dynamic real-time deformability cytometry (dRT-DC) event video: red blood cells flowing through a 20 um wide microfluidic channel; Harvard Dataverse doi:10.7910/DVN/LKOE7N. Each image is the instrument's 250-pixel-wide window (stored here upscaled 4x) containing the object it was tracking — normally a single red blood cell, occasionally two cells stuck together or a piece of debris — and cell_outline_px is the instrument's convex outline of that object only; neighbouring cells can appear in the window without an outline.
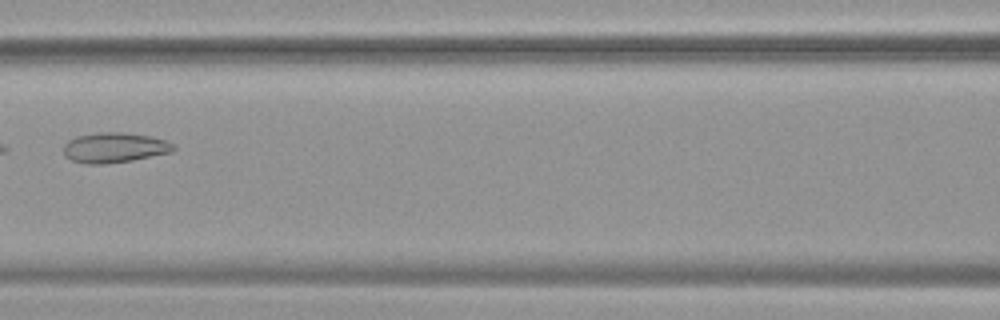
{"species": "common noctule bat (a hibernating species)", "species_latin": "Nyctalus noctula", "temperature_condition": "warm", "stored_images_in_passage": 8, "camera_frame_rate_fps": 3000, "um_per_image_px": 0.085, "animal": {"sex": "female", "body_mass_g": 19.9}, "frame": {"image": 1, "passage_image": 7, "time_ms": 2.0, "image_size_px": [1000, 320], "cell_outline_px": [[176, 148], [172, 152], [132, 160], [104, 164], [84, 164], [72, 160], [64, 156], [64, 144], [68, 140], [76, 136], [96, 132], [124, 132], [152, 136], [164, 140], [172, 144]], "centroid_in_image_um": [9.7, 12.54], "position_along_channel_um": 156.9, "area_um2": 19.42}}
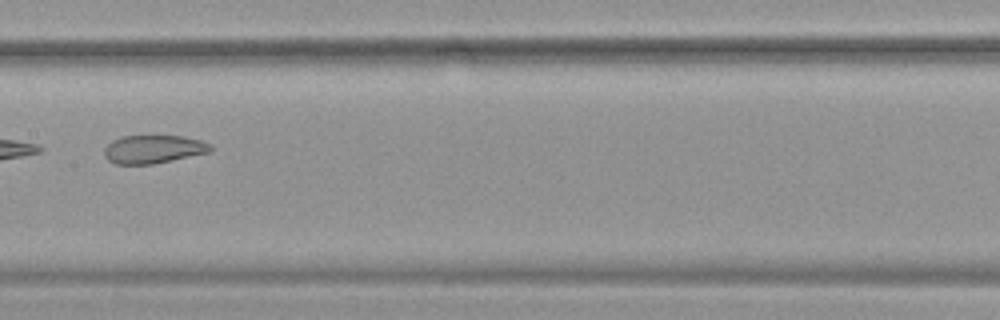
{"frame": {"image": 2, "passage_image": 8, "time_ms": 2.333, "image_size_px": [1000, 320], "cell_outline_px": [[212, 152], [152, 164], [116, 164], [108, 160], [104, 156], [104, 148], [112, 140], [120, 136], [184, 136], [200, 140], [212, 144]], "centroid_in_image_um": [13.05, 12.68], "position_along_channel_um": 194.4, "area_um2": 17.63}}